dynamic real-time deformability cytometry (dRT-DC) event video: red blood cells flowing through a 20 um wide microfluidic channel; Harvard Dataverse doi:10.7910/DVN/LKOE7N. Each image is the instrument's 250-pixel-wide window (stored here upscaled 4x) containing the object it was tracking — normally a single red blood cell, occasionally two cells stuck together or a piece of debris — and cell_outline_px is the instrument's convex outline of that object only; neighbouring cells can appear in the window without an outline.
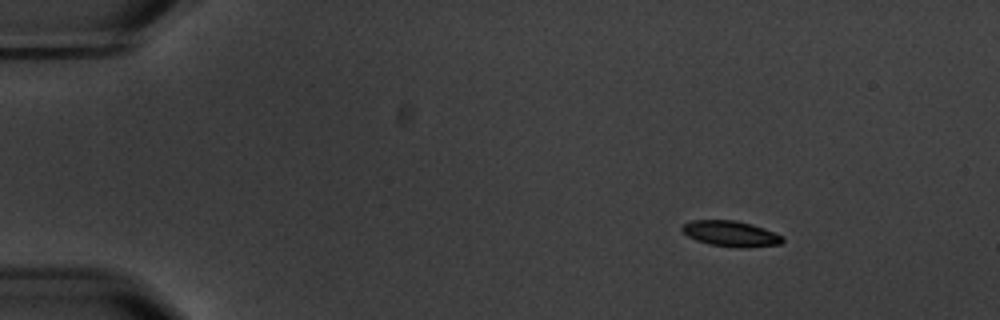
{"species": "common noctule bat (a hibernating species)", "species_latin": "Nyctalus noctula", "temperature_condition": "warm", "stored_images_in_passage": 5, "camera_frame_rate_fps": 3000, "um_per_image_px": 0.085, "animal": {"sex": "male", "body_mass_g": 20.1, "forearm_length_mm": 53.5}, "frame": {"image": 1, "passage_image": 1, "time_ms": 0.0, "image_size_px": [1000, 320], "cell_outline_px": [[784, 240], [780, 244], [740, 248], [708, 244], [696, 240], [688, 236], [680, 228], [684, 224], [692, 220], [736, 220], [752, 224], [764, 228], [784, 236]], "centroid_in_image_um": [62.13, 19.86], "position_along_channel_um": 22.9, "area_um2": 15.03}}